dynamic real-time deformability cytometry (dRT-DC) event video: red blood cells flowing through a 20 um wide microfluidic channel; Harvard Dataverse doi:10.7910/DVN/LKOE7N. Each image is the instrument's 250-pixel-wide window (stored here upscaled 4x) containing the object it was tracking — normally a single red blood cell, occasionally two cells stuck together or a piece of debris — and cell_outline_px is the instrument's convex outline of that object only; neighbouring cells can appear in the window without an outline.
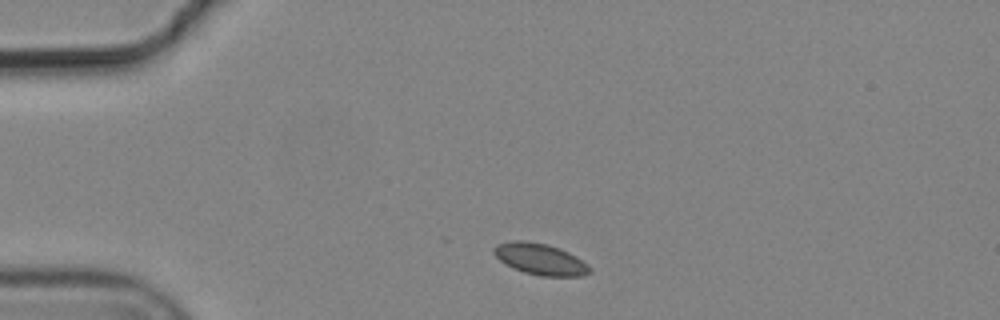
{"species": "common noctule bat (a hibernating species)", "species_latin": "Nyctalus noctula", "temperature_condition": "cold", "stored_images_in_passage": 3, "camera_frame_rate_fps": 3000, "um_per_image_px": 0.085, "animal": {"sex": "male", "body_mass_g": 19.2, "forearm_length_mm": 51.8}, "frame": {"image": 1, "passage_image": 1, "time_ms": 0.0, "image_size_px": [1000, 320], "cell_outline_px": [[592, 272], [580, 276], [540, 276], [524, 272], [512, 268], [504, 264], [492, 252], [492, 248], [496, 244], [512, 240], [524, 240], [548, 244], [560, 248], [576, 256], [588, 264], [592, 268]], "centroid_in_image_um": [45.91, 22.02], "position_along_channel_um": 39.1, "area_um2": 17.8}}
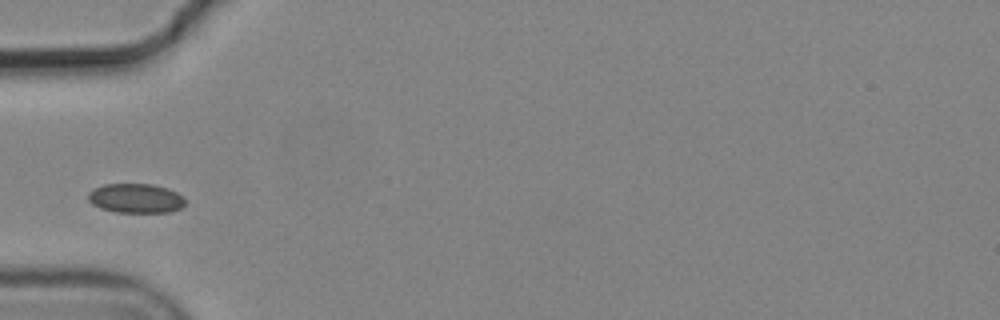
{"frame": {"image": 2, "passage_image": 3, "time_ms": 0.667, "image_size_px": [1000, 320], "cell_outline_px": [[184, 204], [180, 208], [168, 212], [116, 212], [100, 208], [92, 204], [88, 200], [88, 192], [92, 188], [104, 184], [152, 184], [168, 188], [184, 196]], "centroid_in_image_um": [11.51, 16.84], "position_along_channel_um": 73.5, "area_um2": 16.7}}